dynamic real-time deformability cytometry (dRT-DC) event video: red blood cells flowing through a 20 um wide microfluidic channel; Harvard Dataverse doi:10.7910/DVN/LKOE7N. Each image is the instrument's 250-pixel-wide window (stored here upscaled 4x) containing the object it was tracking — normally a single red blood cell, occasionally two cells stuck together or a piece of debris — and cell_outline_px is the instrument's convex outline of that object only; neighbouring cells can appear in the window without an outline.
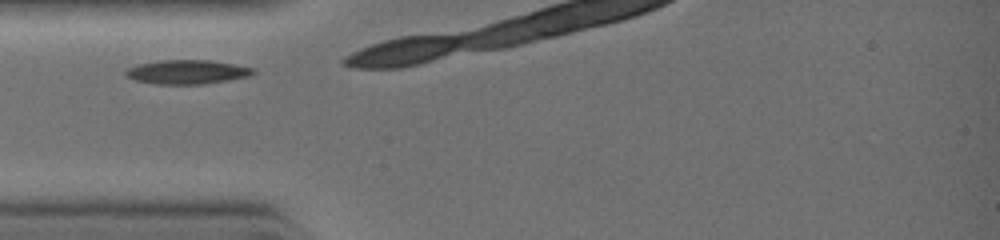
{"species": "common noctule bat (a hibernating species)", "species_latin": "Nyctalus noctula", "temperature_condition": "warm", "stored_images_in_passage": 3, "camera_frame_rate_fps": 3000, "um_per_image_px": 0.085, "animal": {"sex": "female", "body_mass_g": 19.0, "forearm_length_mm": 51.5}, "frame": {"image": 1, "passage_image": 1, "time_ms": 0.0, "image_size_px": [1000, 240], "cell_outline_px": [[256, 72], [248, 76], [200, 84], [156, 84], [136, 80], [124, 76], [124, 72], [128, 68], [140, 64], [160, 60], [208, 60], [256, 68]], "centroid_in_image_um": [15.87, 6.11], "position_along_channel_um": 69.1, "area_um2": 17.63}}